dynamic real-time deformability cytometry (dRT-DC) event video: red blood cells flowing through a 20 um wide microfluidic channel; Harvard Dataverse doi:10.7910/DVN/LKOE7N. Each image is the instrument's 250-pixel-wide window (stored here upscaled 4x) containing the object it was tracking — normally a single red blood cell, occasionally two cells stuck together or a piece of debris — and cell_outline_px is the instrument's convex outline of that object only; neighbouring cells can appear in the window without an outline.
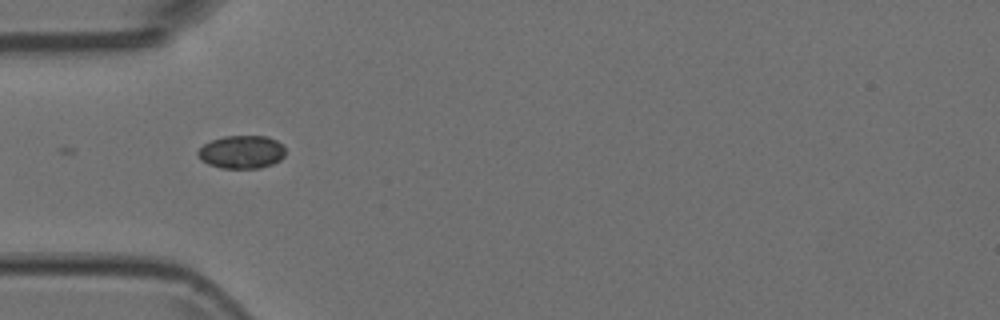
{"species": "Egyptian fruit bat (a non-hibernating species)", "species_latin": "Rousettus aegyptiacus", "temperature_condition": "room temperature", "stored_images_in_passage": 5, "camera_frame_rate_fps": 3000, "um_per_image_px": 0.085, "animal": {"sex": "female"}, "frame": {"image": 1, "passage_image": 1, "time_ms": 0.0, "image_size_px": [1000, 320], "cell_outline_px": [[284, 156], [280, 160], [272, 164], [260, 168], [220, 168], [208, 164], [200, 160], [196, 152], [204, 144], [212, 140], [224, 136], [268, 136], [276, 140], [284, 148]], "centroid_in_image_um": [20.52, 12.92], "position_along_channel_um": 64.5, "area_um2": 16.88}}
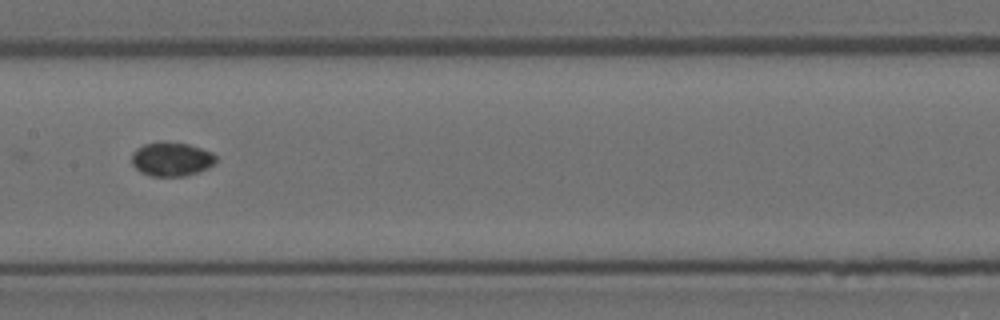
{"frame": {"image": 2, "passage_image": 4, "time_ms": 1.0, "image_size_px": [1000, 320], "cell_outline_px": [[216, 164], [208, 168], [184, 176], [152, 176], [140, 172], [132, 164], [132, 152], [136, 148], [144, 144], [160, 140], [168, 140], [188, 144], [212, 152], [216, 156]], "centroid_in_image_um": [14.56, 13.5], "position_along_channel_um": 192.8, "area_um2": 16.99}}
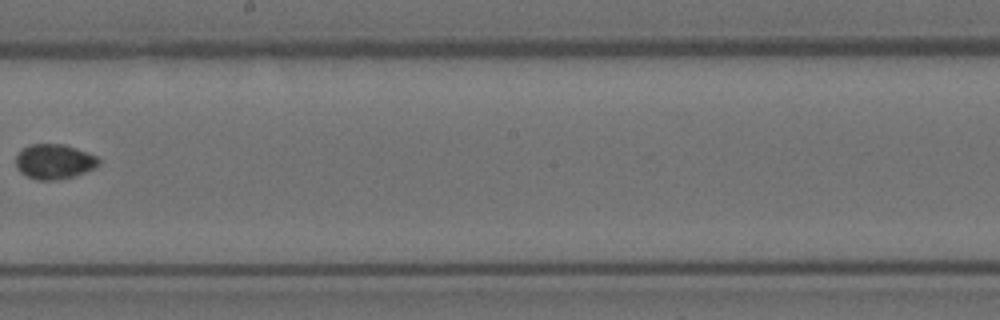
{"frame": {"image": 3, "passage_image": 5, "time_ms": 1.333, "image_size_px": [1000, 320], "cell_outline_px": [[100, 164], [96, 168], [72, 176], [56, 180], [36, 180], [20, 172], [16, 168], [16, 156], [24, 148], [32, 144], [64, 144], [76, 148], [96, 156], [100, 160]], "centroid_in_image_um": [4.62, 13.74], "position_along_channel_um": 243.6, "area_um2": 16.76}}